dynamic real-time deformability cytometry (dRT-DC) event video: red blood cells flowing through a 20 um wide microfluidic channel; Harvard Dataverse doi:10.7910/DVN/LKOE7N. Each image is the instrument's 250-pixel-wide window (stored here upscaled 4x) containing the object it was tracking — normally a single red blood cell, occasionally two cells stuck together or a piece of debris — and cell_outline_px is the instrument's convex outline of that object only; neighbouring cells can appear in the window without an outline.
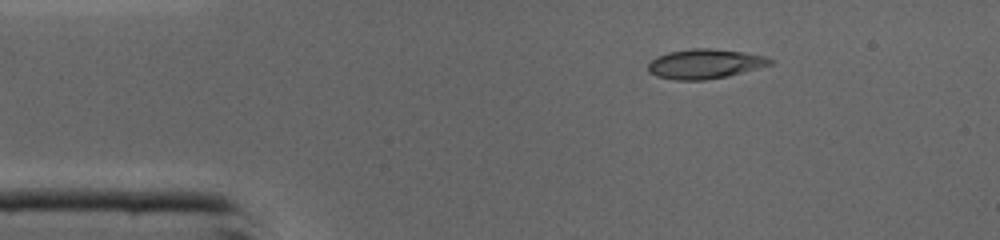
{"species": "common noctule bat (a hibernating species)", "species_latin": "Nyctalus noctula", "temperature_condition": "cold", "stored_images_in_passage": 39, "camera_frame_rate_fps": 3000, "um_per_image_px": 0.085, "animal": {"sex": "male", "body_mass_g": 19.0, "forearm_length_mm": 50.8}, "frame": {"image": 1, "passage_image": 1, "time_ms": 0.0, "image_size_px": [1000, 240], "cell_outline_px": [[776, 60], [772, 64], [728, 76], [704, 80], [676, 80], [656, 76], [648, 72], [648, 64], [656, 56], [668, 52], [692, 48], [712, 48], [744, 52], [764, 56]], "centroid_in_image_um": [59.91, 5.42], "position_along_channel_um": 25.1, "area_um2": 21.15}}
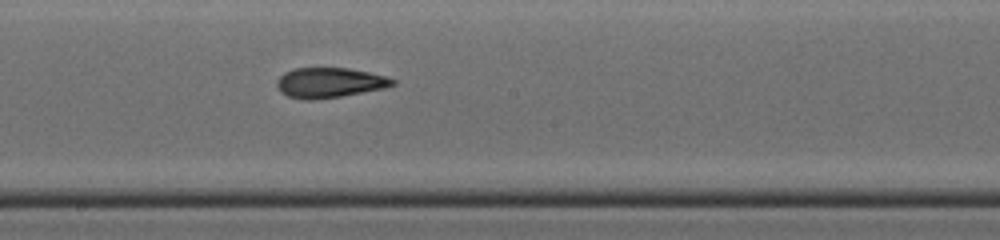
{"frame": {"image": 2, "passage_image": 18, "time_ms": 5.667, "image_size_px": [1000, 240], "cell_outline_px": [[396, 84], [384, 88], [340, 96], [312, 100], [304, 100], [288, 96], [280, 92], [276, 84], [276, 80], [284, 72], [292, 68], [348, 68], [368, 72], [384, 76], [396, 80]], "centroid_in_image_um": [27.96, 7.02], "position_along_channel_um": 220.2, "area_um2": 20.23}}
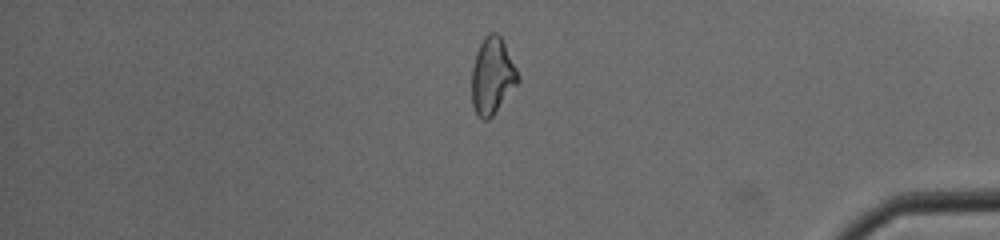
{"frame": {"image": 3, "passage_image": 32, "time_ms": 10.333, "image_size_px": [1000, 240], "cell_outline_px": [[520, 80], [492, 116], [488, 120], [484, 120], [476, 116], [472, 104], [472, 68], [476, 52], [484, 36], [488, 32], [496, 32], [500, 36], [520, 76]], "centroid_in_image_um": [41.83, 6.47], "position_along_channel_um": 393.4, "area_um2": 20.52}, "authors_computed_cell_mechanics": {"area_um2": 20.519, "velocity_mm_per_s": 4.4077, "shape_relaxation_time_tau1_ms": 9.4425, "shape_relaxation_time_tau2_ms": 2.4361, "deformation_change_tau1": 0.2483, "deformation_change_tau2": 0.1085}}